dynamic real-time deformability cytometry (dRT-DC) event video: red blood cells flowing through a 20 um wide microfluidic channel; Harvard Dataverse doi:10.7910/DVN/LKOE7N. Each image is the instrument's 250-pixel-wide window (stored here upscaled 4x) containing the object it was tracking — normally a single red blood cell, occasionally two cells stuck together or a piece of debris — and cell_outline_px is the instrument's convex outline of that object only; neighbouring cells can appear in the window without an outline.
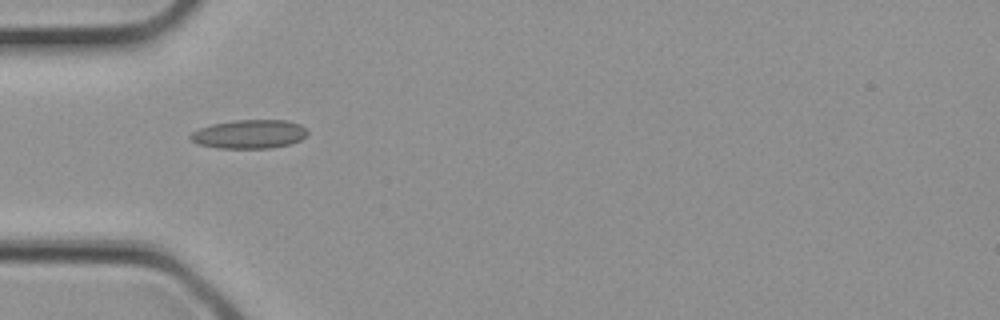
{"species": "common noctule bat (a hibernating species)", "species_latin": "Nyctalus noctula", "temperature_condition": "cold", "stored_images_in_passage": 2, "camera_frame_rate_fps": 3000, "um_per_image_px": 0.085, "animal": {"sex": "female", "body_mass_g": 21.9}, "frame": {"image": 1, "passage_image": 2, "time_ms": 0.333, "image_size_px": [1000, 320], "cell_outline_px": [[308, 132], [300, 140], [292, 144], [272, 148], [216, 148], [196, 144], [188, 136], [192, 132], [200, 128], [212, 124], [236, 120], [288, 120], [300, 124]], "centroid_in_image_um": [21.18, 11.41], "position_along_channel_um": 63.8, "area_um2": 19.71}}